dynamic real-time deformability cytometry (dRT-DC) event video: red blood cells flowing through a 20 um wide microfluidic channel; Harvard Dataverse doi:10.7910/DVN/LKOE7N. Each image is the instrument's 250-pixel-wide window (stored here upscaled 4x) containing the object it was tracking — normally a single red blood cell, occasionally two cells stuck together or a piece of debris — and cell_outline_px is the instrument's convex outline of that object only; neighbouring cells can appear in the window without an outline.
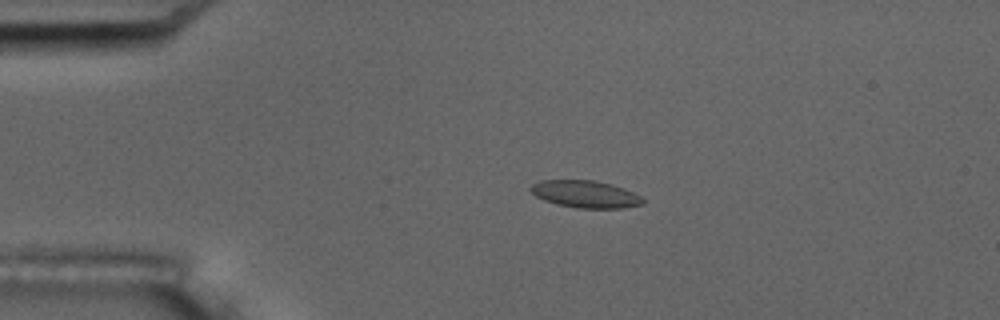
{"species": "common noctule bat (a hibernating species)", "species_latin": "Nyctalus noctula", "temperature_condition": "room temperature", "stored_images_in_passage": 6, "camera_frame_rate_fps": 3000, "um_per_image_px": 0.085, "animal": {"sex": "male", "body_mass_g": 17.5, "forearm_length_mm": 52.3}, "frame": {"image": 1, "passage_image": 3, "time_ms": 3.333, "image_size_px": [1000, 320], "cell_outline_px": [[644, 204], [624, 208], [576, 208], [544, 200], [536, 196], [528, 188], [532, 184], [540, 180], [596, 180], [624, 188], [640, 196], [644, 200]], "centroid_in_image_um": [49.76, 16.5], "position_along_channel_um": 35.2, "area_um2": 17.74}}